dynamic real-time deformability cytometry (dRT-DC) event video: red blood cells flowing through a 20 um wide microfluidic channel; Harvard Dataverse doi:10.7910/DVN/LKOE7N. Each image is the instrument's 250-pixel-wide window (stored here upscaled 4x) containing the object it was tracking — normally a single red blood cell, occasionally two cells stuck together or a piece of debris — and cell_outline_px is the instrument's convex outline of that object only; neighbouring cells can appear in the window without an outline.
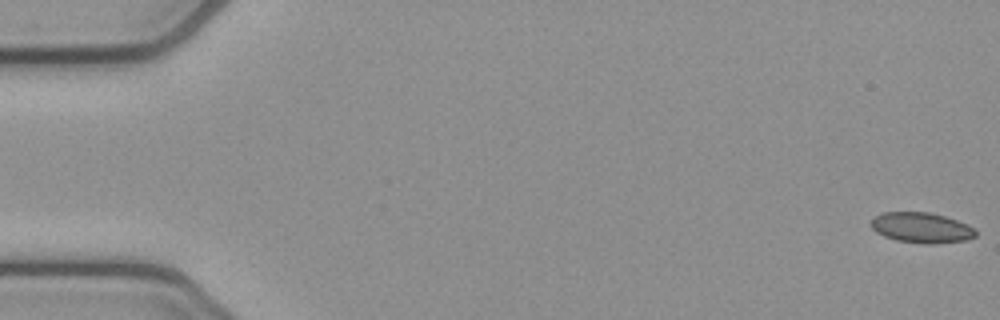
{"species": "common noctule bat (a hibernating species)", "species_latin": "Nyctalus noctula", "temperature_condition": "cold", "stored_images_in_passage": 55, "camera_frame_rate_fps": 3000, "um_per_image_px": 0.085, "animal": {"sex": "female", "body_mass_g": 21.9}, "frame": {"image": 1, "passage_image": 1, "time_ms": 0.0, "image_size_px": [1000, 320], "cell_outline_px": [[976, 236], [968, 240], [932, 244], [924, 244], [896, 240], [884, 236], [876, 232], [872, 228], [872, 220], [876, 216], [884, 212], [928, 212], [944, 216], [968, 224], [976, 228]], "centroid_in_image_um": [78.37, 19.36], "position_along_channel_um": 6.6, "area_um2": 18.55}}
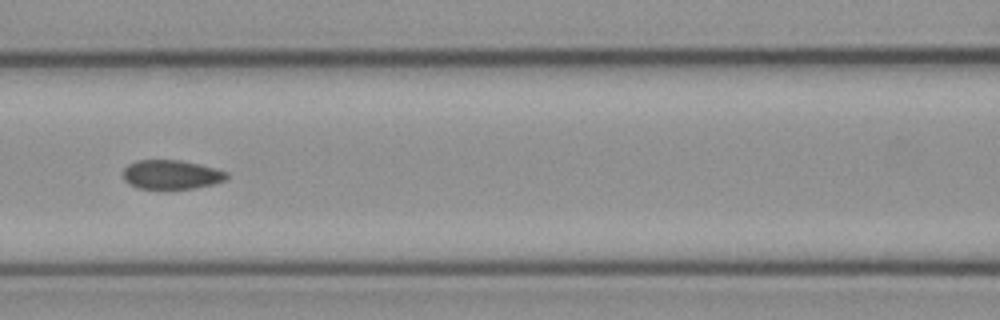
{"frame": {"image": 2, "passage_image": 24, "time_ms": 7.667, "image_size_px": [1000, 320], "cell_outline_px": [[228, 176], [224, 180], [212, 184], [196, 188], [136, 188], [128, 184], [124, 180], [124, 168], [128, 164], [136, 160], [180, 160], [200, 164], [216, 168], [228, 172]], "centroid_in_image_um": [14.55, 14.83], "position_along_channel_um": 152.0, "area_um2": 17.57}}
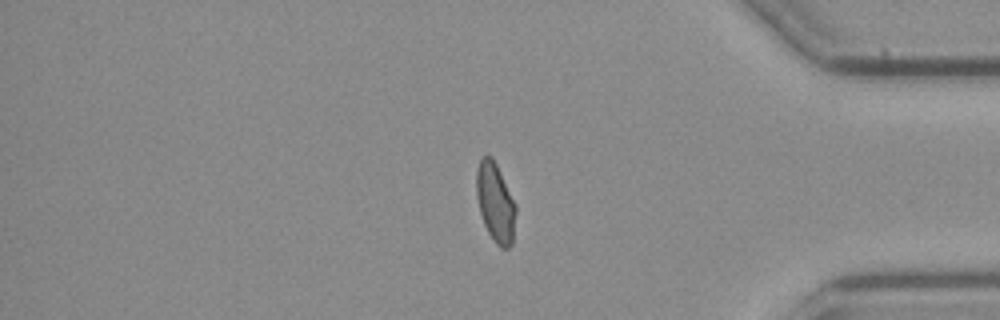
{"frame": {"image": 3, "passage_image": 45, "time_ms": 14.667, "image_size_px": [1000, 320], "cell_outline_px": [[516, 212], [512, 244], [508, 248], [500, 248], [492, 240], [484, 224], [480, 212], [476, 196], [476, 172], [480, 160], [484, 156], [492, 156], [516, 204]], "centroid_in_image_um": [42.11, 17.24], "position_along_channel_um": 393.1, "area_um2": 18.15}, "authors_computed_cell_mechanics": {"area_um2": 18.207, "velocity_mm_per_s": 3.8355, "shape_relaxation_time_tau1_ms": null, "shape_relaxation_time_tau2_ms": 0.8968, "deformation_change_tau1": null, "deformation_change_tau2": 0.0626}}